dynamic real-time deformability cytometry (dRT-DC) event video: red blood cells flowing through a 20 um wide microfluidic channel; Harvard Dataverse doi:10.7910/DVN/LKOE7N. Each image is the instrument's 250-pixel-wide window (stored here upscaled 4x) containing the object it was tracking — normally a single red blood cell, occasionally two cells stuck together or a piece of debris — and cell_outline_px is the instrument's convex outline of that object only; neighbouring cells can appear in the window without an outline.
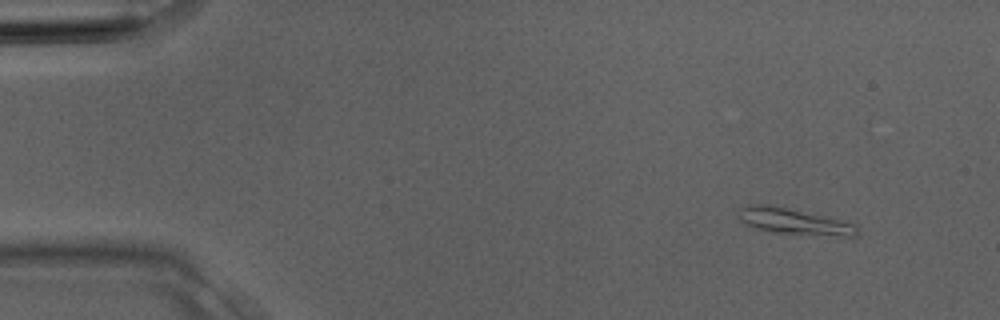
{"species": "Egyptian fruit bat (a non-hibernating species)", "species_latin": "Rousettus aegyptiacus", "temperature_condition": "room temperature", "stored_images_in_passage": 3, "camera_frame_rate_fps": 3000, "um_per_image_px": 0.085, "animal": {"sex": "male"}, "frame": {"image": 1, "passage_image": 1, "time_ms": 0.0, "image_size_px": [1000, 320], "cell_outline_px": [[860, 236], [848, 236], [772, 232], [752, 228], [740, 220], [736, 212], [740, 208], [748, 204], [764, 204], [784, 208], [856, 224], [860, 232]], "centroid_in_image_um": [67.43, 18.83], "position_along_channel_um": 17.6, "area_um2": 17.57}}
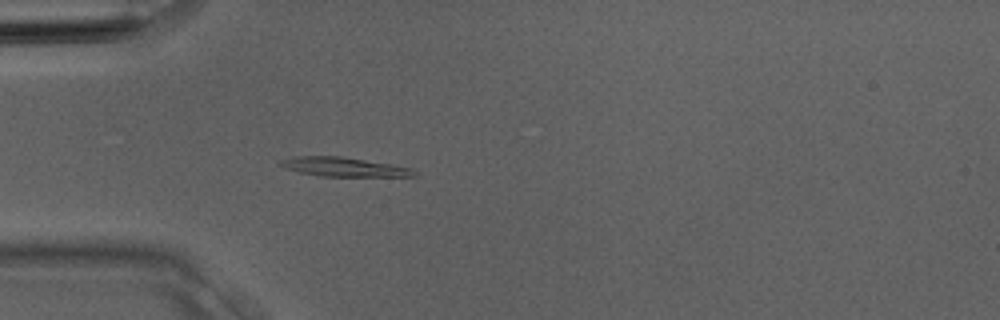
{"frame": {"image": 2, "passage_image": 3, "time_ms": 0.667, "image_size_px": [1000, 320], "cell_outline_px": [[416, 176], [320, 176], [300, 172], [284, 168], [276, 164], [280, 160], [296, 156], [340, 156], [392, 164], [412, 168], [416, 172]], "centroid_in_image_um": [29.19, 14.18], "position_along_channel_um": 55.8, "area_um2": 14.91}}